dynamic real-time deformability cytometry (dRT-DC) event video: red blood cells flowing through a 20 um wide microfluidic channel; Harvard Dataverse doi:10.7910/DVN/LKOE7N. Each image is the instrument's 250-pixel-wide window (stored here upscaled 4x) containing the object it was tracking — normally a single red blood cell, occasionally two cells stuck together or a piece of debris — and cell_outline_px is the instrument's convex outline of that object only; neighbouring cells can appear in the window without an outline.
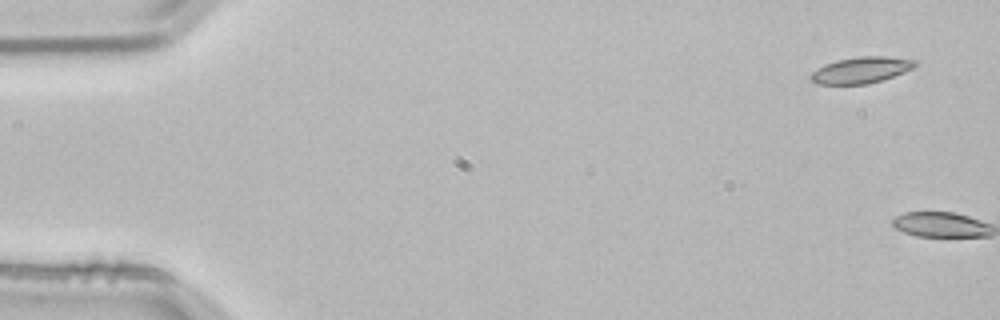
{"species": "common noctule bat (a hibernating species)", "species_latin": "Nyctalus noctula", "temperature_condition": "room temperature", "stored_images_in_passage": 3, "camera_frame_rate_fps": 3000, "um_per_image_px": 0.085, "animal": {"sex": "male", "body_mass_g": 21.5, "forearm_length_mm": 52.0}, "frame": {"image": 1, "passage_image": 1, "time_ms": 0.0, "image_size_px": [1000, 320], "cell_outline_px": [[920, 64], [916, 68], [868, 84], [816, 84], [808, 80], [808, 76], [812, 72], [824, 64], [836, 60], [860, 56], [888, 56], [916, 60]], "centroid_in_image_um": [73.19, 5.95], "position_along_channel_um": 11.8, "area_um2": 16.24}}